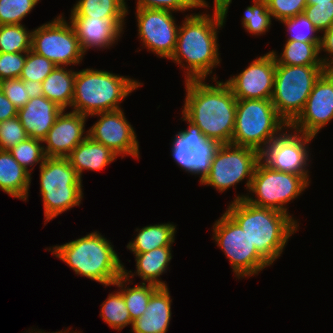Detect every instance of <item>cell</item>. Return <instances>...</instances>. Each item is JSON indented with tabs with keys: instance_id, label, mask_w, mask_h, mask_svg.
I'll return each mask as SVG.
<instances>
[{
	"instance_id": "6da1fadb",
	"label": "cell",
	"mask_w": 333,
	"mask_h": 333,
	"mask_svg": "<svg viewBox=\"0 0 333 333\" xmlns=\"http://www.w3.org/2000/svg\"><path fill=\"white\" fill-rule=\"evenodd\" d=\"M208 85L204 80L185 81L186 98L182 114L209 139L230 144L235 128L237 99L226 82Z\"/></svg>"
},
{
	"instance_id": "7a4b0ae2",
	"label": "cell",
	"mask_w": 333,
	"mask_h": 333,
	"mask_svg": "<svg viewBox=\"0 0 333 333\" xmlns=\"http://www.w3.org/2000/svg\"><path fill=\"white\" fill-rule=\"evenodd\" d=\"M212 15L207 12L190 14L179 25L176 47L170 60L180 64L183 70L186 68L185 81L206 80L213 68L220 64L217 30L225 21L219 15Z\"/></svg>"
},
{
	"instance_id": "3957f363",
	"label": "cell",
	"mask_w": 333,
	"mask_h": 333,
	"mask_svg": "<svg viewBox=\"0 0 333 333\" xmlns=\"http://www.w3.org/2000/svg\"><path fill=\"white\" fill-rule=\"evenodd\" d=\"M226 213L244 230L257 252L270 264L281 256L288 239L298 231V221L281 211L257 207L245 199L234 200Z\"/></svg>"
},
{
	"instance_id": "277c9868",
	"label": "cell",
	"mask_w": 333,
	"mask_h": 333,
	"mask_svg": "<svg viewBox=\"0 0 333 333\" xmlns=\"http://www.w3.org/2000/svg\"><path fill=\"white\" fill-rule=\"evenodd\" d=\"M48 250L67 263L75 274L99 282L105 287L113 286L123 275L124 264L114 246L97 231Z\"/></svg>"
},
{
	"instance_id": "5b68a950",
	"label": "cell",
	"mask_w": 333,
	"mask_h": 333,
	"mask_svg": "<svg viewBox=\"0 0 333 333\" xmlns=\"http://www.w3.org/2000/svg\"><path fill=\"white\" fill-rule=\"evenodd\" d=\"M142 85L129 76L110 71L93 68L76 71L72 111L89 117L100 112L120 110V103Z\"/></svg>"
},
{
	"instance_id": "8992f818",
	"label": "cell",
	"mask_w": 333,
	"mask_h": 333,
	"mask_svg": "<svg viewBox=\"0 0 333 333\" xmlns=\"http://www.w3.org/2000/svg\"><path fill=\"white\" fill-rule=\"evenodd\" d=\"M287 126L271 99H237L231 144L261 152Z\"/></svg>"
},
{
	"instance_id": "52a82bcc",
	"label": "cell",
	"mask_w": 333,
	"mask_h": 333,
	"mask_svg": "<svg viewBox=\"0 0 333 333\" xmlns=\"http://www.w3.org/2000/svg\"><path fill=\"white\" fill-rule=\"evenodd\" d=\"M39 169L46 224L59 214L80 205L83 186L68 158L46 157Z\"/></svg>"
},
{
	"instance_id": "ba28073f",
	"label": "cell",
	"mask_w": 333,
	"mask_h": 333,
	"mask_svg": "<svg viewBox=\"0 0 333 333\" xmlns=\"http://www.w3.org/2000/svg\"><path fill=\"white\" fill-rule=\"evenodd\" d=\"M325 65L290 66L276 64L271 101L288 126L299 116Z\"/></svg>"
},
{
	"instance_id": "9c48e42d",
	"label": "cell",
	"mask_w": 333,
	"mask_h": 333,
	"mask_svg": "<svg viewBox=\"0 0 333 333\" xmlns=\"http://www.w3.org/2000/svg\"><path fill=\"white\" fill-rule=\"evenodd\" d=\"M310 183L300 175L270 169L261 160L257 163L249 192L255 197L238 195L257 207L271 208L288 214L286 205L308 187Z\"/></svg>"
},
{
	"instance_id": "30bf717a",
	"label": "cell",
	"mask_w": 333,
	"mask_h": 333,
	"mask_svg": "<svg viewBox=\"0 0 333 333\" xmlns=\"http://www.w3.org/2000/svg\"><path fill=\"white\" fill-rule=\"evenodd\" d=\"M213 238L229 259L236 277L258 274L270 264L257 252L242 228L226 213L215 221Z\"/></svg>"
},
{
	"instance_id": "8fae6325",
	"label": "cell",
	"mask_w": 333,
	"mask_h": 333,
	"mask_svg": "<svg viewBox=\"0 0 333 333\" xmlns=\"http://www.w3.org/2000/svg\"><path fill=\"white\" fill-rule=\"evenodd\" d=\"M260 152L251 147L222 144L212 160L209 175L201 183L224 192L247 179L246 189H250Z\"/></svg>"
},
{
	"instance_id": "7c38bea8",
	"label": "cell",
	"mask_w": 333,
	"mask_h": 333,
	"mask_svg": "<svg viewBox=\"0 0 333 333\" xmlns=\"http://www.w3.org/2000/svg\"><path fill=\"white\" fill-rule=\"evenodd\" d=\"M61 15L32 31L31 50L56 66H74L85 55L75 31Z\"/></svg>"
},
{
	"instance_id": "4fadbf2b",
	"label": "cell",
	"mask_w": 333,
	"mask_h": 333,
	"mask_svg": "<svg viewBox=\"0 0 333 333\" xmlns=\"http://www.w3.org/2000/svg\"><path fill=\"white\" fill-rule=\"evenodd\" d=\"M313 138L287 126L260 152V160L272 170L303 176L310 183L306 166L310 161L308 145Z\"/></svg>"
},
{
	"instance_id": "5bb4252c",
	"label": "cell",
	"mask_w": 333,
	"mask_h": 333,
	"mask_svg": "<svg viewBox=\"0 0 333 333\" xmlns=\"http://www.w3.org/2000/svg\"><path fill=\"white\" fill-rule=\"evenodd\" d=\"M138 38L147 51L160 58L170 59L174 53L179 26L172 11L164 9H136Z\"/></svg>"
},
{
	"instance_id": "9a60e30c",
	"label": "cell",
	"mask_w": 333,
	"mask_h": 333,
	"mask_svg": "<svg viewBox=\"0 0 333 333\" xmlns=\"http://www.w3.org/2000/svg\"><path fill=\"white\" fill-rule=\"evenodd\" d=\"M95 115L100 116V119L88 130V136L111 149L122 159L126 155L139 159L136 131L125 118L123 110L100 112L91 116Z\"/></svg>"
},
{
	"instance_id": "2e32d148",
	"label": "cell",
	"mask_w": 333,
	"mask_h": 333,
	"mask_svg": "<svg viewBox=\"0 0 333 333\" xmlns=\"http://www.w3.org/2000/svg\"><path fill=\"white\" fill-rule=\"evenodd\" d=\"M331 120H333V75L326 69L315 82L304 109L289 127L315 137Z\"/></svg>"
},
{
	"instance_id": "e0dca14e",
	"label": "cell",
	"mask_w": 333,
	"mask_h": 333,
	"mask_svg": "<svg viewBox=\"0 0 333 333\" xmlns=\"http://www.w3.org/2000/svg\"><path fill=\"white\" fill-rule=\"evenodd\" d=\"M276 59L271 51L253 60L240 74L225 82L236 99H271Z\"/></svg>"
},
{
	"instance_id": "ac0fdd59",
	"label": "cell",
	"mask_w": 333,
	"mask_h": 333,
	"mask_svg": "<svg viewBox=\"0 0 333 333\" xmlns=\"http://www.w3.org/2000/svg\"><path fill=\"white\" fill-rule=\"evenodd\" d=\"M87 116L71 111L63 110L55 120L54 125L48 131L42 143L46 157L67 158L72 150L87 136L85 124Z\"/></svg>"
},
{
	"instance_id": "d6986e66",
	"label": "cell",
	"mask_w": 333,
	"mask_h": 333,
	"mask_svg": "<svg viewBox=\"0 0 333 333\" xmlns=\"http://www.w3.org/2000/svg\"><path fill=\"white\" fill-rule=\"evenodd\" d=\"M75 34L84 53L89 49L110 48L121 37L125 19L70 17ZM113 44V45H112Z\"/></svg>"
},
{
	"instance_id": "ffe728a7",
	"label": "cell",
	"mask_w": 333,
	"mask_h": 333,
	"mask_svg": "<svg viewBox=\"0 0 333 333\" xmlns=\"http://www.w3.org/2000/svg\"><path fill=\"white\" fill-rule=\"evenodd\" d=\"M62 111L63 109L42 95L30 99L18 109L17 116L29 137L43 141Z\"/></svg>"
},
{
	"instance_id": "44dd1931",
	"label": "cell",
	"mask_w": 333,
	"mask_h": 333,
	"mask_svg": "<svg viewBox=\"0 0 333 333\" xmlns=\"http://www.w3.org/2000/svg\"><path fill=\"white\" fill-rule=\"evenodd\" d=\"M172 299L168 287H159L150 297L142 316L133 322V333H166L171 320Z\"/></svg>"
},
{
	"instance_id": "7402d4cb",
	"label": "cell",
	"mask_w": 333,
	"mask_h": 333,
	"mask_svg": "<svg viewBox=\"0 0 333 333\" xmlns=\"http://www.w3.org/2000/svg\"><path fill=\"white\" fill-rule=\"evenodd\" d=\"M117 157L111 149L87 136L67 158L82 180L84 170L100 171Z\"/></svg>"
},
{
	"instance_id": "603a6c76",
	"label": "cell",
	"mask_w": 333,
	"mask_h": 333,
	"mask_svg": "<svg viewBox=\"0 0 333 333\" xmlns=\"http://www.w3.org/2000/svg\"><path fill=\"white\" fill-rule=\"evenodd\" d=\"M171 250V246H165L146 253H133L137 270L134 274L131 270L128 271L124 267L123 275L128 279L138 275L143 280V283L153 284L158 287H168L159 278L168 269L169 262L172 259Z\"/></svg>"
},
{
	"instance_id": "cb8c5ba5",
	"label": "cell",
	"mask_w": 333,
	"mask_h": 333,
	"mask_svg": "<svg viewBox=\"0 0 333 333\" xmlns=\"http://www.w3.org/2000/svg\"><path fill=\"white\" fill-rule=\"evenodd\" d=\"M31 174L6 150H0V189L8 195L26 201Z\"/></svg>"
},
{
	"instance_id": "d4e9b609",
	"label": "cell",
	"mask_w": 333,
	"mask_h": 333,
	"mask_svg": "<svg viewBox=\"0 0 333 333\" xmlns=\"http://www.w3.org/2000/svg\"><path fill=\"white\" fill-rule=\"evenodd\" d=\"M75 77V70H67L65 66H56L42 82L43 96L66 110L72 104Z\"/></svg>"
},
{
	"instance_id": "484cf974",
	"label": "cell",
	"mask_w": 333,
	"mask_h": 333,
	"mask_svg": "<svg viewBox=\"0 0 333 333\" xmlns=\"http://www.w3.org/2000/svg\"><path fill=\"white\" fill-rule=\"evenodd\" d=\"M136 231L137 236L127 245V249L133 253H146L156 248L172 246L177 232L176 225L172 223L148 225L137 228Z\"/></svg>"
},
{
	"instance_id": "4316f807",
	"label": "cell",
	"mask_w": 333,
	"mask_h": 333,
	"mask_svg": "<svg viewBox=\"0 0 333 333\" xmlns=\"http://www.w3.org/2000/svg\"><path fill=\"white\" fill-rule=\"evenodd\" d=\"M70 17L125 19L128 7L125 0H78Z\"/></svg>"
},
{
	"instance_id": "83f0119b",
	"label": "cell",
	"mask_w": 333,
	"mask_h": 333,
	"mask_svg": "<svg viewBox=\"0 0 333 333\" xmlns=\"http://www.w3.org/2000/svg\"><path fill=\"white\" fill-rule=\"evenodd\" d=\"M320 42L286 41L281 55L271 51L276 59V64L284 65H324L319 56Z\"/></svg>"
},
{
	"instance_id": "f1b7e54d",
	"label": "cell",
	"mask_w": 333,
	"mask_h": 333,
	"mask_svg": "<svg viewBox=\"0 0 333 333\" xmlns=\"http://www.w3.org/2000/svg\"><path fill=\"white\" fill-rule=\"evenodd\" d=\"M131 282L130 279L121 275L114 283L119 287L123 298L126 303L127 310L129 311L130 317L134 322L140 316H142L147 308V305L150 301L151 295L159 288L153 284H146L141 282L139 285L134 287H127ZM127 284V285H126ZM126 285V286H125Z\"/></svg>"
},
{
	"instance_id": "f546056e",
	"label": "cell",
	"mask_w": 333,
	"mask_h": 333,
	"mask_svg": "<svg viewBox=\"0 0 333 333\" xmlns=\"http://www.w3.org/2000/svg\"><path fill=\"white\" fill-rule=\"evenodd\" d=\"M100 311V317L112 329L120 331L130 324L132 328L133 321L120 290L109 294L107 299L101 304Z\"/></svg>"
},
{
	"instance_id": "4dcf8cb0",
	"label": "cell",
	"mask_w": 333,
	"mask_h": 333,
	"mask_svg": "<svg viewBox=\"0 0 333 333\" xmlns=\"http://www.w3.org/2000/svg\"><path fill=\"white\" fill-rule=\"evenodd\" d=\"M32 31L23 24L0 25V52L16 53L31 50Z\"/></svg>"
},
{
	"instance_id": "1f68e13d",
	"label": "cell",
	"mask_w": 333,
	"mask_h": 333,
	"mask_svg": "<svg viewBox=\"0 0 333 333\" xmlns=\"http://www.w3.org/2000/svg\"><path fill=\"white\" fill-rule=\"evenodd\" d=\"M253 5L245 9L242 18L244 29L253 35H263L268 32L272 15L268 10L266 0H252Z\"/></svg>"
},
{
	"instance_id": "d6a6232c",
	"label": "cell",
	"mask_w": 333,
	"mask_h": 333,
	"mask_svg": "<svg viewBox=\"0 0 333 333\" xmlns=\"http://www.w3.org/2000/svg\"><path fill=\"white\" fill-rule=\"evenodd\" d=\"M13 158L30 174L33 167L29 166L40 164L41 166L46 159L43 143L41 140L28 137L24 141L18 143L15 147L8 150Z\"/></svg>"
},
{
	"instance_id": "836d02e7",
	"label": "cell",
	"mask_w": 333,
	"mask_h": 333,
	"mask_svg": "<svg viewBox=\"0 0 333 333\" xmlns=\"http://www.w3.org/2000/svg\"><path fill=\"white\" fill-rule=\"evenodd\" d=\"M222 144L208 139L204 144L194 146L192 150V175H200V183L209 175L212 160Z\"/></svg>"
},
{
	"instance_id": "e575fe53",
	"label": "cell",
	"mask_w": 333,
	"mask_h": 333,
	"mask_svg": "<svg viewBox=\"0 0 333 333\" xmlns=\"http://www.w3.org/2000/svg\"><path fill=\"white\" fill-rule=\"evenodd\" d=\"M287 27V41L320 42L319 30L310 22L304 13L280 21ZM316 34V35H315Z\"/></svg>"
},
{
	"instance_id": "d590c367",
	"label": "cell",
	"mask_w": 333,
	"mask_h": 333,
	"mask_svg": "<svg viewBox=\"0 0 333 333\" xmlns=\"http://www.w3.org/2000/svg\"><path fill=\"white\" fill-rule=\"evenodd\" d=\"M40 0H0V25L21 24Z\"/></svg>"
},
{
	"instance_id": "8d00e7d4",
	"label": "cell",
	"mask_w": 333,
	"mask_h": 333,
	"mask_svg": "<svg viewBox=\"0 0 333 333\" xmlns=\"http://www.w3.org/2000/svg\"><path fill=\"white\" fill-rule=\"evenodd\" d=\"M56 65L44 56L36 54L29 50L22 69L20 79L37 81L42 83L43 80L55 69Z\"/></svg>"
},
{
	"instance_id": "74e56055",
	"label": "cell",
	"mask_w": 333,
	"mask_h": 333,
	"mask_svg": "<svg viewBox=\"0 0 333 333\" xmlns=\"http://www.w3.org/2000/svg\"><path fill=\"white\" fill-rule=\"evenodd\" d=\"M28 137L18 116L0 122V150L8 151Z\"/></svg>"
},
{
	"instance_id": "f35d334b",
	"label": "cell",
	"mask_w": 333,
	"mask_h": 333,
	"mask_svg": "<svg viewBox=\"0 0 333 333\" xmlns=\"http://www.w3.org/2000/svg\"><path fill=\"white\" fill-rule=\"evenodd\" d=\"M210 7L206 0H137L136 8L164 9L172 12Z\"/></svg>"
},
{
	"instance_id": "ab89813d",
	"label": "cell",
	"mask_w": 333,
	"mask_h": 333,
	"mask_svg": "<svg viewBox=\"0 0 333 333\" xmlns=\"http://www.w3.org/2000/svg\"><path fill=\"white\" fill-rule=\"evenodd\" d=\"M272 18L282 21L304 13L307 0H266Z\"/></svg>"
},
{
	"instance_id": "60d3db41",
	"label": "cell",
	"mask_w": 333,
	"mask_h": 333,
	"mask_svg": "<svg viewBox=\"0 0 333 333\" xmlns=\"http://www.w3.org/2000/svg\"><path fill=\"white\" fill-rule=\"evenodd\" d=\"M304 14L319 32H324L333 26V1L307 5Z\"/></svg>"
},
{
	"instance_id": "b9f144b4",
	"label": "cell",
	"mask_w": 333,
	"mask_h": 333,
	"mask_svg": "<svg viewBox=\"0 0 333 333\" xmlns=\"http://www.w3.org/2000/svg\"><path fill=\"white\" fill-rule=\"evenodd\" d=\"M27 52H0V82L19 78L24 67Z\"/></svg>"
},
{
	"instance_id": "7bdbcfd3",
	"label": "cell",
	"mask_w": 333,
	"mask_h": 333,
	"mask_svg": "<svg viewBox=\"0 0 333 333\" xmlns=\"http://www.w3.org/2000/svg\"><path fill=\"white\" fill-rule=\"evenodd\" d=\"M171 156L181 169L192 174V148L187 143V134L179 131L172 142Z\"/></svg>"
},
{
	"instance_id": "ee69618b",
	"label": "cell",
	"mask_w": 333,
	"mask_h": 333,
	"mask_svg": "<svg viewBox=\"0 0 333 333\" xmlns=\"http://www.w3.org/2000/svg\"><path fill=\"white\" fill-rule=\"evenodd\" d=\"M0 88L17 109L22 108L30 100L25 83L20 78L3 80L0 82Z\"/></svg>"
},
{
	"instance_id": "f6af8a7d",
	"label": "cell",
	"mask_w": 333,
	"mask_h": 333,
	"mask_svg": "<svg viewBox=\"0 0 333 333\" xmlns=\"http://www.w3.org/2000/svg\"><path fill=\"white\" fill-rule=\"evenodd\" d=\"M182 116L183 121H186L189 125L187 129L182 131L187 134V143L190 144L193 150L194 146L204 144L209 138L201 132L200 128L197 125L188 120L183 114Z\"/></svg>"
},
{
	"instance_id": "bcb514c9",
	"label": "cell",
	"mask_w": 333,
	"mask_h": 333,
	"mask_svg": "<svg viewBox=\"0 0 333 333\" xmlns=\"http://www.w3.org/2000/svg\"><path fill=\"white\" fill-rule=\"evenodd\" d=\"M326 52V56L321 57L322 63L327 67L333 61V26L321 35L319 52ZM327 55L330 57H327ZM327 57V58H326Z\"/></svg>"
},
{
	"instance_id": "7dc6e473",
	"label": "cell",
	"mask_w": 333,
	"mask_h": 333,
	"mask_svg": "<svg viewBox=\"0 0 333 333\" xmlns=\"http://www.w3.org/2000/svg\"><path fill=\"white\" fill-rule=\"evenodd\" d=\"M18 109L0 88V122L17 116Z\"/></svg>"
},
{
	"instance_id": "c3c4849f",
	"label": "cell",
	"mask_w": 333,
	"mask_h": 333,
	"mask_svg": "<svg viewBox=\"0 0 333 333\" xmlns=\"http://www.w3.org/2000/svg\"><path fill=\"white\" fill-rule=\"evenodd\" d=\"M25 87L28 90V96L30 99L43 95L42 83L37 81L23 80Z\"/></svg>"
},
{
	"instance_id": "681fc988",
	"label": "cell",
	"mask_w": 333,
	"mask_h": 333,
	"mask_svg": "<svg viewBox=\"0 0 333 333\" xmlns=\"http://www.w3.org/2000/svg\"><path fill=\"white\" fill-rule=\"evenodd\" d=\"M213 2H214L213 14L223 17L224 21H226V16L228 13L229 6L232 3V0H214Z\"/></svg>"
},
{
	"instance_id": "f907efd6",
	"label": "cell",
	"mask_w": 333,
	"mask_h": 333,
	"mask_svg": "<svg viewBox=\"0 0 333 333\" xmlns=\"http://www.w3.org/2000/svg\"><path fill=\"white\" fill-rule=\"evenodd\" d=\"M333 0H307V5H315L318 3H331Z\"/></svg>"
},
{
	"instance_id": "816d5d0a",
	"label": "cell",
	"mask_w": 333,
	"mask_h": 333,
	"mask_svg": "<svg viewBox=\"0 0 333 333\" xmlns=\"http://www.w3.org/2000/svg\"><path fill=\"white\" fill-rule=\"evenodd\" d=\"M326 69L333 75V61L326 67Z\"/></svg>"
}]
</instances>
